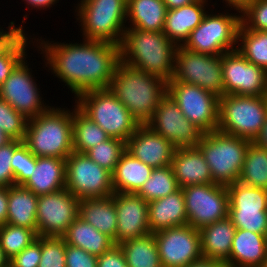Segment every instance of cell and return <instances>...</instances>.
Masks as SVG:
<instances>
[{"mask_svg": "<svg viewBox=\"0 0 267 267\" xmlns=\"http://www.w3.org/2000/svg\"><path fill=\"white\" fill-rule=\"evenodd\" d=\"M66 267H97V256L79 247L66 244Z\"/></svg>", "mask_w": 267, "mask_h": 267, "instance_id": "obj_48", "label": "cell"}, {"mask_svg": "<svg viewBox=\"0 0 267 267\" xmlns=\"http://www.w3.org/2000/svg\"><path fill=\"white\" fill-rule=\"evenodd\" d=\"M73 109L51 106L28 120L23 142L36 157L66 159L73 150Z\"/></svg>", "mask_w": 267, "mask_h": 267, "instance_id": "obj_4", "label": "cell"}, {"mask_svg": "<svg viewBox=\"0 0 267 267\" xmlns=\"http://www.w3.org/2000/svg\"><path fill=\"white\" fill-rule=\"evenodd\" d=\"M209 4L208 0H197L177 9L167 10L164 34L177 46H182L188 39L190 32L202 22L208 12L206 7Z\"/></svg>", "mask_w": 267, "mask_h": 267, "instance_id": "obj_24", "label": "cell"}, {"mask_svg": "<svg viewBox=\"0 0 267 267\" xmlns=\"http://www.w3.org/2000/svg\"><path fill=\"white\" fill-rule=\"evenodd\" d=\"M41 260V236L9 260L11 267H38Z\"/></svg>", "mask_w": 267, "mask_h": 267, "instance_id": "obj_47", "label": "cell"}, {"mask_svg": "<svg viewBox=\"0 0 267 267\" xmlns=\"http://www.w3.org/2000/svg\"><path fill=\"white\" fill-rule=\"evenodd\" d=\"M37 237V233L32 229L7 223L0 225V246L9 260L28 247Z\"/></svg>", "mask_w": 267, "mask_h": 267, "instance_id": "obj_39", "label": "cell"}, {"mask_svg": "<svg viewBox=\"0 0 267 267\" xmlns=\"http://www.w3.org/2000/svg\"><path fill=\"white\" fill-rule=\"evenodd\" d=\"M28 119L0 98V128L12 140L23 141Z\"/></svg>", "mask_w": 267, "mask_h": 267, "instance_id": "obj_41", "label": "cell"}, {"mask_svg": "<svg viewBox=\"0 0 267 267\" xmlns=\"http://www.w3.org/2000/svg\"><path fill=\"white\" fill-rule=\"evenodd\" d=\"M171 167L180 188L214 183L209 165L197 146L176 148Z\"/></svg>", "mask_w": 267, "mask_h": 267, "instance_id": "obj_21", "label": "cell"}, {"mask_svg": "<svg viewBox=\"0 0 267 267\" xmlns=\"http://www.w3.org/2000/svg\"><path fill=\"white\" fill-rule=\"evenodd\" d=\"M38 195L22 185L8 187V210L6 223L32 229L37 233Z\"/></svg>", "mask_w": 267, "mask_h": 267, "instance_id": "obj_28", "label": "cell"}, {"mask_svg": "<svg viewBox=\"0 0 267 267\" xmlns=\"http://www.w3.org/2000/svg\"><path fill=\"white\" fill-rule=\"evenodd\" d=\"M225 95H267V72L237 49L221 55Z\"/></svg>", "mask_w": 267, "mask_h": 267, "instance_id": "obj_17", "label": "cell"}, {"mask_svg": "<svg viewBox=\"0 0 267 267\" xmlns=\"http://www.w3.org/2000/svg\"><path fill=\"white\" fill-rule=\"evenodd\" d=\"M240 26L239 11L236 14L227 11L218 14L207 12L182 47L195 53L216 56L236 50Z\"/></svg>", "mask_w": 267, "mask_h": 267, "instance_id": "obj_9", "label": "cell"}, {"mask_svg": "<svg viewBox=\"0 0 267 267\" xmlns=\"http://www.w3.org/2000/svg\"><path fill=\"white\" fill-rule=\"evenodd\" d=\"M267 116V95H224L219 98L218 130L254 141Z\"/></svg>", "mask_w": 267, "mask_h": 267, "instance_id": "obj_8", "label": "cell"}, {"mask_svg": "<svg viewBox=\"0 0 267 267\" xmlns=\"http://www.w3.org/2000/svg\"><path fill=\"white\" fill-rule=\"evenodd\" d=\"M74 107V108H73ZM73 108V150L86 153L92 147L108 140V134L76 105Z\"/></svg>", "mask_w": 267, "mask_h": 267, "instance_id": "obj_32", "label": "cell"}, {"mask_svg": "<svg viewBox=\"0 0 267 267\" xmlns=\"http://www.w3.org/2000/svg\"><path fill=\"white\" fill-rule=\"evenodd\" d=\"M267 262V235L236 229L226 265L263 267Z\"/></svg>", "mask_w": 267, "mask_h": 267, "instance_id": "obj_22", "label": "cell"}, {"mask_svg": "<svg viewBox=\"0 0 267 267\" xmlns=\"http://www.w3.org/2000/svg\"><path fill=\"white\" fill-rule=\"evenodd\" d=\"M74 103L110 138L126 142L141 125L109 88L82 92Z\"/></svg>", "mask_w": 267, "mask_h": 267, "instance_id": "obj_6", "label": "cell"}, {"mask_svg": "<svg viewBox=\"0 0 267 267\" xmlns=\"http://www.w3.org/2000/svg\"><path fill=\"white\" fill-rule=\"evenodd\" d=\"M168 10L177 9L196 2L197 0H163Z\"/></svg>", "mask_w": 267, "mask_h": 267, "instance_id": "obj_56", "label": "cell"}, {"mask_svg": "<svg viewBox=\"0 0 267 267\" xmlns=\"http://www.w3.org/2000/svg\"><path fill=\"white\" fill-rule=\"evenodd\" d=\"M241 24L248 30L267 31V0H255L241 13Z\"/></svg>", "mask_w": 267, "mask_h": 267, "instance_id": "obj_45", "label": "cell"}, {"mask_svg": "<svg viewBox=\"0 0 267 267\" xmlns=\"http://www.w3.org/2000/svg\"><path fill=\"white\" fill-rule=\"evenodd\" d=\"M146 125L169 140L176 148L194 147L204 135L201 129L184 116L168 93L162 98Z\"/></svg>", "mask_w": 267, "mask_h": 267, "instance_id": "obj_18", "label": "cell"}, {"mask_svg": "<svg viewBox=\"0 0 267 267\" xmlns=\"http://www.w3.org/2000/svg\"><path fill=\"white\" fill-rule=\"evenodd\" d=\"M19 140H11L5 146L0 147V187L15 185V179L11 168V159L14 149L21 143Z\"/></svg>", "mask_w": 267, "mask_h": 267, "instance_id": "obj_46", "label": "cell"}, {"mask_svg": "<svg viewBox=\"0 0 267 267\" xmlns=\"http://www.w3.org/2000/svg\"><path fill=\"white\" fill-rule=\"evenodd\" d=\"M188 224L196 229L229 216V195L225 185L199 184L182 188Z\"/></svg>", "mask_w": 267, "mask_h": 267, "instance_id": "obj_13", "label": "cell"}, {"mask_svg": "<svg viewBox=\"0 0 267 267\" xmlns=\"http://www.w3.org/2000/svg\"><path fill=\"white\" fill-rule=\"evenodd\" d=\"M25 1L24 4H26V6H28L27 8H29V5L32 9H39L41 11V9H45L46 8H51L52 5L54 6L56 3L59 2V0H23Z\"/></svg>", "mask_w": 267, "mask_h": 267, "instance_id": "obj_53", "label": "cell"}, {"mask_svg": "<svg viewBox=\"0 0 267 267\" xmlns=\"http://www.w3.org/2000/svg\"><path fill=\"white\" fill-rule=\"evenodd\" d=\"M148 222L151 233L188 224L182 188L168 196L148 202Z\"/></svg>", "mask_w": 267, "mask_h": 267, "instance_id": "obj_23", "label": "cell"}, {"mask_svg": "<svg viewBox=\"0 0 267 267\" xmlns=\"http://www.w3.org/2000/svg\"><path fill=\"white\" fill-rule=\"evenodd\" d=\"M177 45L163 31L126 28L120 48V61L169 82L174 76Z\"/></svg>", "mask_w": 267, "mask_h": 267, "instance_id": "obj_2", "label": "cell"}, {"mask_svg": "<svg viewBox=\"0 0 267 267\" xmlns=\"http://www.w3.org/2000/svg\"><path fill=\"white\" fill-rule=\"evenodd\" d=\"M79 199L66 188L38 196L37 235L63 237L78 217Z\"/></svg>", "mask_w": 267, "mask_h": 267, "instance_id": "obj_15", "label": "cell"}, {"mask_svg": "<svg viewBox=\"0 0 267 267\" xmlns=\"http://www.w3.org/2000/svg\"><path fill=\"white\" fill-rule=\"evenodd\" d=\"M97 267H128L120 245L114 244L105 253L97 256Z\"/></svg>", "mask_w": 267, "mask_h": 267, "instance_id": "obj_49", "label": "cell"}, {"mask_svg": "<svg viewBox=\"0 0 267 267\" xmlns=\"http://www.w3.org/2000/svg\"><path fill=\"white\" fill-rule=\"evenodd\" d=\"M76 5L83 39L120 45L127 26V0H80Z\"/></svg>", "mask_w": 267, "mask_h": 267, "instance_id": "obj_5", "label": "cell"}, {"mask_svg": "<svg viewBox=\"0 0 267 267\" xmlns=\"http://www.w3.org/2000/svg\"><path fill=\"white\" fill-rule=\"evenodd\" d=\"M128 267H162L153 233L119 244Z\"/></svg>", "mask_w": 267, "mask_h": 267, "instance_id": "obj_33", "label": "cell"}, {"mask_svg": "<svg viewBox=\"0 0 267 267\" xmlns=\"http://www.w3.org/2000/svg\"><path fill=\"white\" fill-rule=\"evenodd\" d=\"M12 139L6 135L3 130L0 128V147L5 146L9 143Z\"/></svg>", "mask_w": 267, "mask_h": 267, "instance_id": "obj_57", "label": "cell"}, {"mask_svg": "<svg viewBox=\"0 0 267 267\" xmlns=\"http://www.w3.org/2000/svg\"><path fill=\"white\" fill-rule=\"evenodd\" d=\"M32 37V35H28L25 31H22L1 53H0V85H2L5 80L9 77V75L13 72L15 67L25 58L28 53L27 48L32 45L35 46V39L37 38L33 36V40H30L28 37ZM29 40V41H28Z\"/></svg>", "mask_w": 267, "mask_h": 267, "instance_id": "obj_38", "label": "cell"}, {"mask_svg": "<svg viewBox=\"0 0 267 267\" xmlns=\"http://www.w3.org/2000/svg\"><path fill=\"white\" fill-rule=\"evenodd\" d=\"M130 113L146 124L167 94V82L123 62L117 65L108 87Z\"/></svg>", "mask_w": 267, "mask_h": 267, "instance_id": "obj_3", "label": "cell"}, {"mask_svg": "<svg viewBox=\"0 0 267 267\" xmlns=\"http://www.w3.org/2000/svg\"><path fill=\"white\" fill-rule=\"evenodd\" d=\"M172 79L197 85L219 98L225 95L221 55L195 53L178 46Z\"/></svg>", "mask_w": 267, "mask_h": 267, "instance_id": "obj_10", "label": "cell"}, {"mask_svg": "<svg viewBox=\"0 0 267 267\" xmlns=\"http://www.w3.org/2000/svg\"><path fill=\"white\" fill-rule=\"evenodd\" d=\"M226 187L229 210H267V189L247 186L239 181Z\"/></svg>", "mask_w": 267, "mask_h": 267, "instance_id": "obj_37", "label": "cell"}, {"mask_svg": "<svg viewBox=\"0 0 267 267\" xmlns=\"http://www.w3.org/2000/svg\"><path fill=\"white\" fill-rule=\"evenodd\" d=\"M179 189L180 187L170 165L162 168H154L151 176L136 194L145 201L151 202L168 196Z\"/></svg>", "mask_w": 267, "mask_h": 267, "instance_id": "obj_36", "label": "cell"}, {"mask_svg": "<svg viewBox=\"0 0 267 267\" xmlns=\"http://www.w3.org/2000/svg\"><path fill=\"white\" fill-rule=\"evenodd\" d=\"M78 216L116 244L117 215L112 196L79 199Z\"/></svg>", "mask_w": 267, "mask_h": 267, "instance_id": "obj_27", "label": "cell"}, {"mask_svg": "<svg viewBox=\"0 0 267 267\" xmlns=\"http://www.w3.org/2000/svg\"><path fill=\"white\" fill-rule=\"evenodd\" d=\"M240 183L267 189V150L251 141L239 176Z\"/></svg>", "mask_w": 267, "mask_h": 267, "instance_id": "obj_34", "label": "cell"}, {"mask_svg": "<svg viewBox=\"0 0 267 267\" xmlns=\"http://www.w3.org/2000/svg\"><path fill=\"white\" fill-rule=\"evenodd\" d=\"M237 50L250 62L267 72V31L246 29L238 31Z\"/></svg>", "mask_w": 267, "mask_h": 267, "instance_id": "obj_35", "label": "cell"}, {"mask_svg": "<svg viewBox=\"0 0 267 267\" xmlns=\"http://www.w3.org/2000/svg\"><path fill=\"white\" fill-rule=\"evenodd\" d=\"M153 169L125 151L112 173L114 192L136 194L151 176Z\"/></svg>", "mask_w": 267, "mask_h": 267, "instance_id": "obj_30", "label": "cell"}, {"mask_svg": "<svg viewBox=\"0 0 267 267\" xmlns=\"http://www.w3.org/2000/svg\"><path fill=\"white\" fill-rule=\"evenodd\" d=\"M116 215V245L150 234L148 202L135 193H113Z\"/></svg>", "mask_w": 267, "mask_h": 267, "instance_id": "obj_19", "label": "cell"}, {"mask_svg": "<svg viewBox=\"0 0 267 267\" xmlns=\"http://www.w3.org/2000/svg\"><path fill=\"white\" fill-rule=\"evenodd\" d=\"M176 147L166 138L141 124L126 141V151L153 168L171 165Z\"/></svg>", "mask_w": 267, "mask_h": 267, "instance_id": "obj_20", "label": "cell"}, {"mask_svg": "<svg viewBox=\"0 0 267 267\" xmlns=\"http://www.w3.org/2000/svg\"><path fill=\"white\" fill-rule=\"evenodd\" d=\"M201 252L206 258L226 262L230 256L232 241L236 232L229 216L199 229Z\"/></svg>", "mask_w": 267, "mask_h": 267, "instance_id": "obj_26", "label": "cell"}, {"mask_svg": "<svg viewBox=\"0 0 267 267\" xmlns=\"http://www.w3.org/2000/svg\"><path fill=\"white\" fill-rule=\"evenodd\" d=\"M225 7L233 8L236 11L243 12L249 5H251L255 0H223ZM227 4V6H226Z\"/></svg>", "mask_w": 267, "mask_h": 267, "instance_id": "obj_54", "label": "cell"}, {"mask_svg": "<svg viewBox=\"0 0 267 267\" xmlns=\"http://www.w3.org/2000/svg\"><path fill=\"white\" fill-rule=\"evenodd\" d=\"M167 10L163 0H127L126 28L163 31Z\"/></svg>", "mask_w": 267, "mask_h": 267, "instance_id": "obj_29", "label": "cell"}, {"mask_svg": "<svg viewBox=\"0 0 267 267\" xmlns=\"http://www.w3.org/2000/svg\"><path fill=\"white\" fill-rule=\"evenodd\" d=\"M9 259L5 256L3 249L0 246V267H8Z\"/></svg>", "mask_w": 267, "mask_h": 267, "instance_id": "obj_58", "label": "cell"}, {"mask_svg": "<svg viewBox=\"0 0 267 267\" xmlns=\"http://www.w3.org/2000/svg\"><path fill=\"white\" fill-rule=\"evenodd\" d=\"M251 140L219 130L204 133L196 145L209 165L213 182L230 185L239 180Z\"/></svg>", "mask_w": 267, "mask_h": 267, "instance_id": "obj_7", "label": "cell"}, {"mask_svg": "<svg viewBox=\"0 0 267 267\" xmlns=\"http://www.w3.org/2000/svg\"><path fill=\"white\" fill-rule=\"evenodd\" d=\"M167 93L184 116L204 133L218 130L219 97L201 87L171 79Z\"/></svg>", "mask_w": 267, "mask_h": 267, "instance_id": "obj_12", "label": "cell"}, {"mask_svg": "<svg viewBox=\"0 0 267 267\" xmlns=\"http://www.w3.org/2000/svg\"><path fill=\"white\" fill-rule=\"evenodd\" d=\"M236 229L267 235V210H229Z\"/></svg>", "mask_w": 267, "mask_h": 267, "instance_id": "obj_42", "label": "cell"}, {"mask_svg": "<svg viewBox=\"0 0 267 267\" xmlns=\"http://www.w3.org/2000/svg\"><path fill=\"white\" fill-rule=\"evenodd\" d=\"M27 58L25 57L0 85V98L29 120L47 111L51 105L42 100L40 86L36 84L37 79L32 75Z\"/></svg>", "mask_w": 267, "mask_h": 267, "instance_id": "obj_14", "label": "cell"}, {"mask_svg": "<svg viewBox=\"0 0 267 267\" xmlns=\"http://www.w3.org/2000/svg\"><path fill=\"white\" fill-rule=\"evenodd\" d=\"M66 242L63 237L41 236V260L38 267H66Z\"/></svg>", "mask_w": 267, "mask_h": 267, "instance_id": "obj_43", "label": "cell"}, {"mask_svg": "<svg viewBox=\"0 0 267 267\" xmlns=\"http://www.w3.org/2000/svg\"><path fill=\"white\" fill-rule=\"evenodd\" d=\"M15 22L11 21L7 30L0 27V53L22 32L25 31L22 24L18 27L15 26Z\"/></svg>", "mask_w": 267, "mask_h": 267, "instance_id": "obj_50", "label": "cell"}, {"mask_svg": "<svg viewBox=\"0 0 267 267\" xmlns=\"http://www.w3.org/2000/svg\"><path fill=\"white\" fill-rule=\"evenodd\" d=\"M8 210V188L0 187V225L6 223Z\"/></svg>", "mask_w": 267, "mask_h": 267, "instance_id": "obj_51", "label": "cell"}, {"mask_svg": "<svg viewBox=\"0 0 267 267\" xmlns=\"http://www.w3.org/2000/svg\"><path fill=\"white\" fill-rule=\"evenodd\" d=\"M186 267H226V263L220 260L201 257L198 260L191 262Z\"/></svg>", "mask_w": 267, "mask_h": 267, "instance_id": "obj_52", "label": "cell"}, {"mask_svg": "<svg viewBox=\"0 0 267 267\" xmlns=\"http://www.w3.org/2000/svg\"><path fill=\"white\" fill-rule=\"evenodd\" d=\"M126 151V142L123 140L109 138L99 143L86 152V155L100 167L113 173L121 156Z\"/></svg>", "mask_w": 267, "mask_h": 267, "instance_id": "obj_40", "label": "cell"}, {"mask_svg": "<svg viewBox=\"0 0 267 267\" xmlns=\"http://www.w3.org/2000/svg\"><path fill=\"white\" fill-rule=\"evenodd\" d=\"M66 159L36 157V166L31 176L22 185L35 195L53 193L65 188Z\"/></svg>", "mask_w": 267, "mask_h": 267, "instance_id": "obj_25", "label": "cell"}, {"mask_svg": "<svg viewBox=\"0 0 267 267\" xmlns=\"http://www.w3.org/2000/svg\"><path fill=\"white\" fill-rule=\"evenodd\" d=\"M45 40H35L37 51H42L46 67L74 93V99L87 90L110 86L120 62L119 45L85 39L80 43Z\"/></svg>", "mask_w": 267, "mask_h": 267, "instance_id": "obj_1", "label": "cell"}, {"mask_svg": "<svg viewBox=\"0 0 267 267\" xmlns=\"http://www.w3.org/2000/svg\"><path fill=\"white\" fill-rule=\"evenodd\" d=\"M153 234L162 267H186L202 257L200 231L189 224Z\"/></svg>", "mask_w": 267, "mask_h": 267, "instance_id": "obj_16", "label": "cell"}, {"mask_svg": "<svg viewBox=\"0 0 267 267\" xmlns=\"http://www.w3.org/2000/svg\"><path fill=\"white\" fill-rule=\"evenodd\" d=\"M36 166V156L28 149L22 141L13 151L11 168L13 171L15 185H23L31 176Z\"/></svg>", "mask_w": 267, "mask_h": 267, "instance_id": "obj_44", "label": "cell"}, {"mask_svg": "<svg viewBox=\"0 0 267 267\" xmlns=\"http://www.w3.org/2000/svg\"><path fill=\"white\" fill-rule=\"evenodd\" d=\"M65 188L76 198H106L114 193L112 173L86 153L73 151L66 158Z\"/></svg>", "mask_w": 267, "mask_h": 267, "instance_id": "obj_11", "label": "cell"}, {"mask_svg": "<svg viewBox=\"0 0 267 267\" xmlns=\"http://www.w3.org/2000/svg\"><path fill=\"white\" fill-rule=\"evenodd\" d=\"M63 239L66 244L79 247L95 256L105 253L115 244L110 237L99 232L79 216L68 227Z\"/></svg>", "mask_w": 267, "mask_h": 267, "instance_id": "obj_31", "label": "cell"}, {"mask_svg": "<svg viewBox=\"0 0 267 267\" xmlns=\"http://www.w3.org/2000/svg\"><path fill=\"white\" fill-rule=\"evenodd\" d=\"M253 142L267 150V116L260 131V134L255 138Z\"/></svg>", "mask_w": 267, "mask_h": 267, "instance_id": "obj_55", "label": "cell"}]
</instances>
